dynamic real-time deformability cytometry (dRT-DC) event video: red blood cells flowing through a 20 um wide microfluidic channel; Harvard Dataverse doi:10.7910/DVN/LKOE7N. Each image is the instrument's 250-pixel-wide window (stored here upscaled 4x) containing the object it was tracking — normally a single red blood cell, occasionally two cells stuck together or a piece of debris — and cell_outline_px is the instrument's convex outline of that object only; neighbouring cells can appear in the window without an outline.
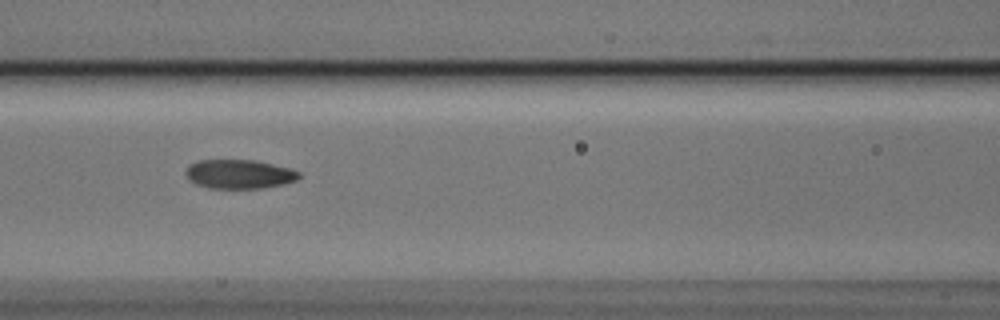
{"species": "Egyptian fruit bat (a non-hibernating species)", "species_latin": "Rousettus aegyptiacus", "temperature_condition": "cold", "stored_images_in_passage": 4, "camera_frame_rate_fps": 3000, "um_per_image_px": 0.085, "animal": {"sex": "male"}, "frame": {"image": 1, "passage_image": 4, "time_ms": 1.0, "image_size_px": [1000, 320], "cell_outline_px": [[300, 176], [296, 180], [264, 188], [208, 188], [196, 184], [184, 172], [188, 164], [196, 160], [256, 160], [288, 168], [300, 172]], "centroid_in_image_um": [20.29, 14.79], "position_along_channel_um": 146.3, "area_um2": 19.07}}